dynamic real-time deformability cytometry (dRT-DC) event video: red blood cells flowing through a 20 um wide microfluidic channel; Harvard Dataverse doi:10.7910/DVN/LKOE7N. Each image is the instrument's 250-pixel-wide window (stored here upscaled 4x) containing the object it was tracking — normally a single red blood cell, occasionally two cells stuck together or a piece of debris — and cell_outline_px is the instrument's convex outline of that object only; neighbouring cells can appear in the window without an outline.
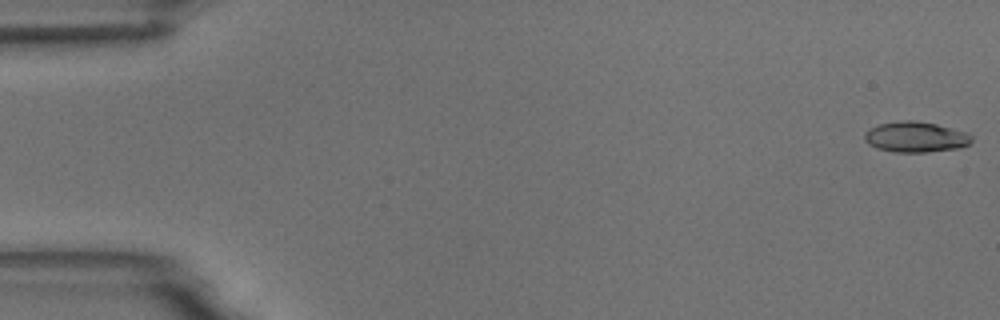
{"species": "common noctule bat (a hibernating species)", "species_latin": "Nyctalus noctula", "temperature_condition": "room temperature", "stored_images_in_passage": 5, "camera_frame_rate_fps": 3000, "um_per_image_px": 0.085, "animal": {"sex": "male", "body_mass_g": 18.8}, "frame": {"image": 1, "passage_image": 1, "time_ms": 0.0, "image_size_px": [1000, 320], "cell_outline_px": [[972, 140], [968, 144], [960, 148], [928, 152], [896, 152], [876, 148], [868, 144], [864, 140], [864, 132], [868, 128], [880, 124], [900, 120], [912, 120], [936, 124], [964, 132], [972, 136]], "centroid_in_image_um": [77.78, 11.64], "position_along_channel_um": 7.2, "area_um2": 19.07}}
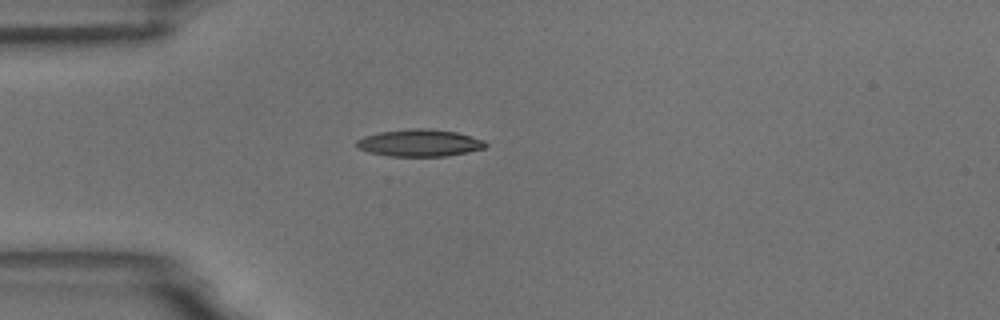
{"frame": {"image": 2, "passage_image": 5, "time_ms": 4.667, "image_size_px": [1000, 320], "cell_outline_px": [[488, 144], [484, 148], [468, 152], [448, 156], [388, 156], [368, 152], [356, 148], [356, 140], [364, 136], [380, 132], [416, 128], [428, 128], [456, 132], [484, 140]], "centroid_in_image_um": [35.65, 12.15], "position_along_channel_um": 49.4, "area_um2": 20.4}}